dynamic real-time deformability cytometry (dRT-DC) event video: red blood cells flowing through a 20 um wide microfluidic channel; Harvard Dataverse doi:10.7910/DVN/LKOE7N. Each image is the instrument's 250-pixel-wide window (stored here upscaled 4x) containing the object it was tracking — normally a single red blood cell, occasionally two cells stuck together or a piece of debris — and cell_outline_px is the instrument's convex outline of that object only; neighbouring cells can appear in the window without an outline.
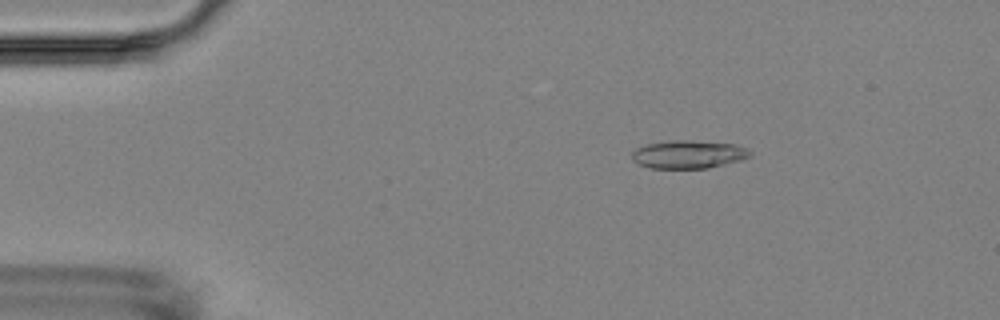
{"species": "Egyptian fruit bat (a non-hibernating species)", "species_latin": "Rousettus aegyptiacus", "temperature_condition": "room temperature", "stored_images_in_passage": 5, "camera_frame_rate_fps": 3000, "um_per_image_px": 0.085, "animal": {"sex": "female"}, "frame": {"image": 1, "passage_image": 3, "time_ms": 2.333, "image_size_px": [1000, 320], "cell_outline_px": [[752, 152], [748, 156], [740, 160], [708, 168], [648, 168], [632, 160], [632, 152], [636, 148], [648, 144], [668, 140], [692, 140], [736, 144], [748, 148]], "centroid_in_image_um": [58.51, 13.11], "position_along_channel_um": 26.5, "area_um2": 19.36}}